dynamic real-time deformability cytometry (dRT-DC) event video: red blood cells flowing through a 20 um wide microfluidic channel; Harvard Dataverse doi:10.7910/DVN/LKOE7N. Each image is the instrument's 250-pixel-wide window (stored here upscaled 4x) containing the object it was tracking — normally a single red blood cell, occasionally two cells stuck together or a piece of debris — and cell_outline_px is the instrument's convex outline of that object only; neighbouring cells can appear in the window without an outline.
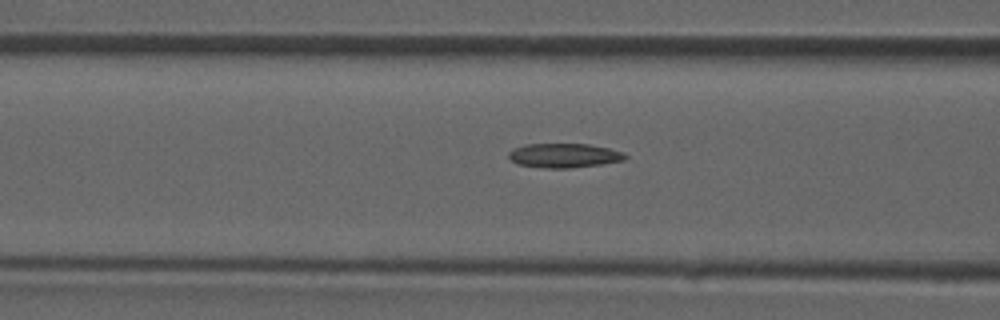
{"species": "common noctule bat (a hibernating species)", "species_latin": "Nyctalus noctula", "temperature_condition": "room temperature", "stored_images_in_passage": 40, "camera_frame_rate_fps": 3000, "um_per_image_px": 0.085, "animal": {"sex": "male", "forearm_length_mm": 52.5}, "frame": {"image": 1, "passage_image": 12, "time_ms": 3.667, "image_size_px": [1000, 320], "cell_outline_px": [[628, 156], [624, 160], [600, 164], [568, 168], [544, 168], [516, 164], [508, 156], [508, 152], [524, 144], [588, 144], [608, 148], [624, 152]], "centroid_in_image_um": [47.94, 13.22], "position_along_channel_um": 118.7, "area_um2": 16.42}}